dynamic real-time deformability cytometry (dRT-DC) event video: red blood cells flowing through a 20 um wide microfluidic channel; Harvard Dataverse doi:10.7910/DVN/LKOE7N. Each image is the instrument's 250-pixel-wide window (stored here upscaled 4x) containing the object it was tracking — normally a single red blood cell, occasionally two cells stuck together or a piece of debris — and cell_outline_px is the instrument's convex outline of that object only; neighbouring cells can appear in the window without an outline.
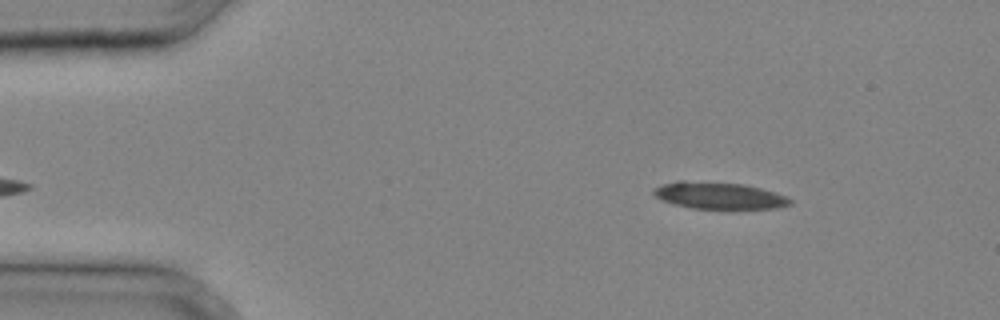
{"species": "common noctule bat (a hibernating species)", "species_latin": "Nyctalus noctula", "temperature_condition": "cold", "stored_images_in_passage": 32, "camera_frame_rate_fps": 3000, "um_per_image_px": 0.085, "animal": {"sex": "male", "body_mass_g": 20.4}, "frame": {"image": 1, "passage_image": 2, "time_ms": 0.333, "image_size_px": [1000, 320], "cell_outline_px": [[792, 204], [776, 208], [732, 212], [692, 208], [672, 204], [656, 196], [652, 192], [652, 188], [664, 184], [680, 180], [684, 180], [744, 184], [776, 192], [792, 200]], "centroid_in_image_um": [61.17, 16.67], "position_along_channel_um": 23.8, "area_um2": 22.37}}
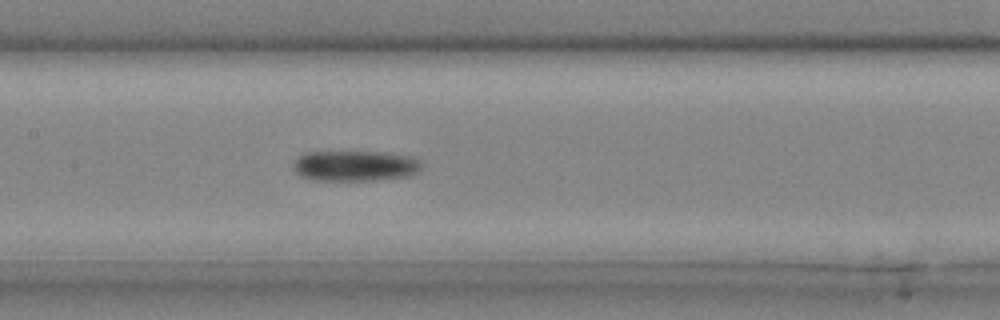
{"frame": {"image": 2, "passage_image": 14, "time_ms": 4.333, "image_size_px": [1000, 320], "cell_outline_px": [[420, 172], [412, 176], [372, 180], [316, 180], [300, 176], [296, 172], [296, 160], [304, 152], [380, 152], [408, 156], [420, 160]], "centroid_in_image_um": [30.23, 14.1], "position_along_channel_um": 177.2, "area_um2": 22.6}}
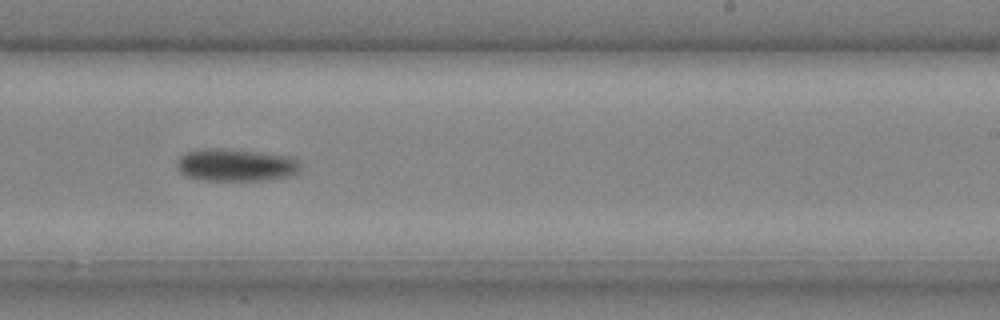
{"frame": {"image": 3, "passage_image": 19, "time_ms": 6.0, "image_size_px": [1000, 320], "cell_outline_px": [[300, 172], [292, 176], [268, 180], [200, 180], [188, 176], [180, 172], [176, 164], [176, 160], [184, 152], [196, 148], [228, 148], [292, 156], [300, 160]], "centroid_in_image_um": [20.06, 14.01], "position_along_channel_um": 268.9, "area_um2": 24.04}}